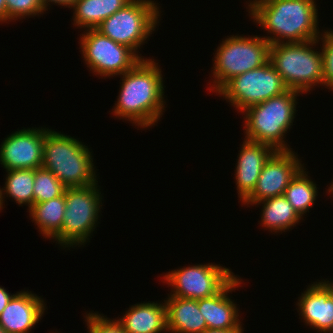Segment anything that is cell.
Masks as SVG:
<instances>
[{
	"label": "cell",
	"instance_id": "cell-1",
	"mask_svg": "<svg viewBox=\"0 0 333 333\" xmlns=\"http://www.w3.org/2000/svg\"><path fill=\"white\" fill-rule=\"evenodd\" d=\"M154 59H141L131 70L120 75L121 89L113 116L124 118L135 126L149 128L158 122L165 110L161 69Z\"/></svg>",
	"mask_w": 333,
	"mask_h": 333
},
{
	"label": "cell",
	"instance_id": "cell-2",
	"mask_svg": "<svg viewBox=\"0 0 333 333\" xmlns=\"http://www.w3.org/2000/svg\"><path fill=\"white\" fill-rule=\"evenodd\" d=\"M316 6L315 0H265L248 11L253 22L273 34L263 36L270 44L302 43L320 37Z\"/></svg>",
	"mask_w": 333,
	"mask_h": 333
},
{
	"label": "cell",
	"instance_id": "cell-3",
	"mask_svg": "<svg viewBox=\"0 0 333 333\" xmlns=\"http://www.w3.org/2000/svg\"><path fill=\"white\" fill-rule=\"evenodd\" d=\"M41 167L51 171L66 188L84 187L98 182L88 146L49 128H44Z\"/></svg>",
	"mask_w": 333,
	"mask_h": 333
},
{
	"label": "cell",
	"instance_id": "cell-4",
	"mask_svg": "<svg viewBox=\"0 0 333 333\" xmlns=\"http://www.w3.org/2000/svg\"><path fill=\"white\" fill-rule=\"evenodd\" d=\"M302 94L296 90H286L262 103L243 111L245 138L267 144L276 151H290L284 135L290 130L296 114L297 97Z\"/></svg>",
	"mask_w": 333,
	"mask_h": 333
},
{
	"label": "cell",
	"instance_id": "cell-5",
	"mask_svg": "<svg viewBox=\"0 0 333 333\" xmlns=\"http://www.w3.org/2000/svg\"><path fill=\"white\" fill-rule=\"evenodd\" d=\"M319 40L271 44L269 61L290 90L310 92L323 85L322 52L313 49Z\"/></svg>",
	"mask_w": 333,
	"mask_h": 333
},
{
	"label": "cell",
	"instance_id": "cell-6",
	"mask_svg": "<svg viewBox=\"0 0 333 333\" xmlns=\"http://www.w3.org/2000/svg\"><path fill=\"white\" fill-rule=\"evenodd\" d=\"M270 43L257 35L228 36L217 47L214 55L213 78L210 92H217L233 77L256 69L269 61Z\"/></svg>",
	"mask_w": 333,
	"mask_h": 333
},
{
	"label": "cell",
	"instance_id": "cell-7",
	"mask_svg": "<svg viewBox=\"0 0 333 333\" xmlns=\"http://www.w3.org/2000/svg\"><path fill=\"white\" fill-rule=\"evenodd\" d=\"M97 185L98 182L84 187L66 188L63 226L54 238L63 248L84 245L96 228L102 207V194Z\"/></svg>",
	"mask_w": 333,
	"mask_h": 333
},
{
	"label": "cell",
	"instance_id": "cell-8",
	"mask_svg": "<svg viewBox=\"0 0 333 333\" xmlns=\"http://www.w3.org/2000/svg\"><path fill=\"white\" fill-rule=\"evenodd\" d=\"M159 7L151 0H132L124 8L102 21L96 28L116 43L132 49L138 56V48L155 31L159 23Z\"/></svg>",
	"mask_w": 333,
	"mask_h": 333
},
{
	"label": "cell",
	"instance_id": "cell-9",
	"mask_svg": "<svg viewBox=\"0 0 333 333\" xmlns=\"http://www.w3.org/2000/svg\"><path fill=\"white\" fill-rule=\"evenodd\" d=\"M286 90L282 77L268 61L259 68L233 77L217 93L242 113Z\"/></svg>",
	"mask_w": 333,
	"mask_h": 333
},
{
	"label": "cell",
	"instance_id": "cell-10",
	"mask_svg": "<svg viewBox=\"0 0 333 333\" xmlns=\"http://www.w3.org/2000/svg\"><path fill=\"white\" fill-rule=\"evenodd\" d=\"M80 37L83 60L94 74L103 77L122 75L141 59L129 47L116 43L96 29H86Z\"/></svg>",
	"mask_w": 333,
	"mask_h": 333
},
{
	"label": "cell",
	"instance_id": "cell-11",
	"mask_svg": "<svg viewBox=\"0 0 333 333\" xmlns=\"http://www.w3.org/2000/svg\"><path fill=\"white\" fill-rule=\"evenodd\" d=\"M163 277L173 288L170 296L198 300L219 293L235 275L229 268L211 263L175 269Z\"/></svg>",
	"mask_w": 333,
	"mask_h": 333
},
{
	"label": "cell",
	"instance_id": "cell-12",
	"mask_svg": "<svg viewBox=\"0 0 333 333\" xmlns=\"http://www.w3.org/2000/svg\"><path fill=\"white\" fill-rule=\"evenodd\" d=\"M294 151H276L265 163L252 194L243 202L253 205L267 198L284 195L285 189L304 167Z\"/></svg>",
	"mask_w": 333,
	"mask_h": 333
},
{
	"label": "cell",
	"instance_id": "cell-13",
	"mask_svg": "<svg viewBox=\"0 0 333 333\" xmlns=\"http://www.w3.org/2000/svg\"><path fill=\"white\" fill-rule=\"evenodd\" d=\"M44 128H27L7 136L0 145V164L6 170L42 166Z\"/></svg>",
	"mask_w": 333,
	"mask_h": 333
},
{
	"label": "cell",
	"instance_id": "cell-14",
	"mask_svg": "<svg viewBox=\"0 0 333 333\" xmlns=\"http://www.w3.org/2000/svg\"><path fill=\"white\" fill-rule=\"evenodd\" d=\"M297 306L307 326L318 332L333 333V284L329 280L309 285Z\"/></svg>",
	"mask_w": 333,
	"mask_h": 333
},
{
	"label": "cell",
	"instance_id": "cell-15",
	"mask_svg": "<svg viewBox=\"0 0 333 333\" xmlns=\"http://www.w3.org/2000/svg\"><path fill=\"white\" fill-rule=\"evenodd\" d=\"M244 139L235 167L237 193L242 203L252 194L263 166L276 152L267 144Z\"/></svg>",
	"mask_w": 333,
	"mask_h": 333
},
{
	"label": "cell",
	"instance_id": "cell-16",
	"mask_svg": "<svg viewBox=\"0 0 333 333\" xmlns=\"http://www.w3.org/2000/svg\"><path fill=\"white\" fill-rule=\"evenodd\" d=\"M44 300L28 291L17 292L0 314L6 333H29L44 314Z\"/></svg>",
	"mask_w": 333,
	"mask_h": 333
},
{
	"label": "cell",
	"instance_id": "cell-17",
	"mask_svg": "<svg viewBox=\"0 0 333 333\" xmlns=\"http://www.w3.org/2000/svg\"><path fill=\"white\" fill-rule=\"evenodd\" d=\"M241 278L237 275L214 296L198 299V308L210 329H243L239 318L237 304L229 298L228 293L240 286Z\"/></svg>",
	"mask_w": 333,
	"mask_h": 333
},
{
	"label": "cell",
	"instance_id": "cell-18",
	"mask_svg": "<svg viewBox=\"0 0 333 333\" xmlns=\"http://www.w3.org/2000/svg\"><path fill=\"white\" fill-rule=\"evenodd\" d=\"M126 333H163L167 329V306L164 303L143 302L132 305L117 319Z\"/></svg>",
	"mask_w": 333,
	"mask_h": 333
},
{
	"label": "cell",
	"instance_id": "cell-19",
	"mask_svg": "<svg viewBox=\"0 0 333 333\" xmlns=\"http://www.w3.org/2000/svg\"><path fill=\"white\" fill-rule=\"evenodd\" d=\"M167 306V329L171 333H202L206 320L198 308V300L173 297L164 300Z\"/></svg>",
	"mask_w": 333,
	"mask_h": 333
},
{
	"label": "cell",
	"instance_id": "cell-20",
	"mask_svg": "<svg viewBox=\"0 0 333 333\" xmlns=\"http://www.w3.org/2000/svg\"><path fill=\"white\" fill-rule=\"evenodd\" d=\"M132 0H77L72 6L74 9L73 21L75 26L86 29H96L97 26L124 8Z\"/></svg>",
	"mask_w": 333,
	"mask_h": 333
},
{
	"label": "cell",
	"instance_id": "cell-21",
	"mask_svg": "<svg viewBox=\"0 0 333 333\" xmlns=\"http://www.w3.org/2000/svg\"><path fill=\"white\" fill-rule=\"evenodd\" d=\"M261 203L263 204L261 226L271 232H285L296 226L302 219L284 195L264 199L255 205Z\"/></svg>",
	"mask_w": 333,
	"mask_h": 333
},
{
	"label": "cell",
	"instance_id": "cell-22",
	"mask_svg": "<svg viewBox=\"0 0 333 333\" xmlns=\"http://www.w3.org/2000/svg\"><path fill=\"white\" fill-rule=\"evenodd\" d=\"M65 192L62 196L41 203H34L28 208L30 218L45 238L54 239L63 226L65 213Z\"/></svg>",
	"mask_w": 333,
	"mask_h": 333
},
{
	"label": "cell",
	"instance_id": "cell-23",
	"mask_svg": "<svg viewBox=\"0 0 333 333\" xmlns=\"http://www.w3.org/2000/svg\"><path fill=\"white\" fill-rule=\"evenodd\" d=\"M6 172L4 189L0 187L1 207L3 208L4 194H6L18 205L25 204L30 208L34 204V169H13Z\"/></svg>",
	"mask_w": 333,
	"mask_h": 333
},
{
	"label": "cell",
	"instance_id": "cell-24",
	"mask_svg": "<svg viewBox=\"0 0 333 333\" xmlns=\"http://www.w3.org/2000/svg\"><path fill=\"white\" fill-rule=\"evenodd\" d=\"M303 167L285 189L284 196L292 207L303 218V215L312 208L318 190L316 184L307 175Z\"/></svg>",
	"mask_w": 333,
	"mask_h": 333
},
{
	"label": "cell",
	"instance_id": "cell-25",
	"mask_svg": "<svg viewBox=\"0 0 333 333\" xmlns=\"http://www.w3.org/2000/svg\"><path fill=\"white\" fill-rule=\"evenodd\" d=\"M66 187L49 170L40 167L34 169V203H41L62 196Z\"/></svg>",
	"mask_w": 333,
	"mask_h": 333
},
{
	"label": "cell",
	"instance_id": "cell-26",
	"mask_svg": "<svg viewBox=\"0 0 333 333\" xmlns=\"http://www.w3.org/2000/svg\"><path fill=\"white\" fill-rule=\"evenodd\" d=\"M5 2L8 22L25 17L39 16L45 11L40 0H5Z\"/></svg>",
	"mask_w": 333,
	"mask_h": 333
},
{
	"label": "cell",
	"instance_id": "cell-27",
	"mask_svg": "<svg viewBox=\"0 0 333 333\" xmlns=\"http://www.w3.org/2000/svg\"><path fill=\"white\" fill-rule=\"evenodd\" d=\"M321 38L322 41V59H323V86L329 90H333V31L326 30Z\"/></svg>",
	"mask_w": 333,
	"mask_h": 333
},
{
	"label": "cell",
	"instance_id": "cell-28",
	"mask_svg": "<svg viewBox=\"0 0 333 333\" xmlns=\"http://www.w3.org/2000/svg\"><path fill=\"white\" fill-rule=\"evenodd\" d=\"M88 333H126L121 323L114 319L97 313H87L85 315Z\"/></svg>",
	"mask_w": 333,
	"mask_h": 333
},
{
	"label": "cell",
	"instance_id": "cell-29",
	"mask_svg": "<svg viewBox=\"0 0 333 333\" xmlns=\"http://www.w3.org/2000/svg\"><path fill=\"white\" fill-rule=\"evenodd\" d=\"M77 0H40L43 8L45 9V11L48 9L47 7L50 5L49 2L53 3V4H58L61 6H66L68 8H72V6L75 4Z\"/></svg>",
	"mask_w": 333,
	"mask_h": 333
},
{
	"label": "cell",
	"instance_id": "cell-30",
	"mask_svg": "<svg viewBox=\"0 0 333 333\" xmlns=\"http://www.w3.org/2000/svg\"><path fill=\"white\" fill-rule=\"evenodd\" d=\"M14 295L10 294L4 287H0V314Z\"/></svg>",
	"mask_w": 333,
	"mask_h": 333
},
{
	"label": "cell",
	"instance_id": "cell-31",
	"mask_svg": "<svg viewBox=\"0 0 333 333\" xmlns=\"http://www.w3.org/2000/svg\"><path fill=\"white\" fill-rule=\"evenodd\" d=\"M243 329H205L202 333H243Z\"/></svg>",
	"mask_w": 333,
	"mask_h": 333
},
{
	"label": "cell",
	"instance_id": "cell-32",
	"mask_svg": "<svg viewBox=\"0 0 333 333\" xmlns=\"http://www.w3.org/2000/svg\"><path fill=\"white\" fill-rule=\"evenodd\" d=\"M7 22V8L5 0H0V23Z\"/></svg>",
	"mask_w": 333,
	"mask_h": 333
},
{
	"label": "cell",
	"instance_id": "cell-33",
	"mask_svg": "<svg viewBox=\"0 0 333 333\" xmlns=\"http://www.w3.org/2000/svg\"><path fill=\"white\" fill-rule=\"evenodd\" d=\"M262 1H265V0H253V1H250V4L248 5V9L253 5V4H257V3H260Z\"/></svg>",
	"mask_w": 333,
	"mask_h": 333
},
{
	"label": "cell",
	"instance_id": "cell-34",
	"mask_svg": "<svg viewBox=\"0 0 333 333\" xmlns=\"http://www.w3.org/2000/svg\"><path fill=\"white\" fill-rule=\"evenodd\" d=\"M328 194H332L333 195V184L330 185V187L328 188Z\"/></svg>",
	"mask_w": 333,
	"mask_h": 333
},
{
	"label": "cell",
	"instance_id": "cell-35",
	"mask_svg": "<svg viewBox=\"0 0 333 333\" xmlns=\"http://www.w3.org/2000/svg\"><path fill=\"white\" fill-rule=\"evenodd\" d=\"M0 333H6V331L2 328L1 325H0Z\"/></svg>",
	"mask_w": 333,
	"mask_h": 333
}]
</instances>
